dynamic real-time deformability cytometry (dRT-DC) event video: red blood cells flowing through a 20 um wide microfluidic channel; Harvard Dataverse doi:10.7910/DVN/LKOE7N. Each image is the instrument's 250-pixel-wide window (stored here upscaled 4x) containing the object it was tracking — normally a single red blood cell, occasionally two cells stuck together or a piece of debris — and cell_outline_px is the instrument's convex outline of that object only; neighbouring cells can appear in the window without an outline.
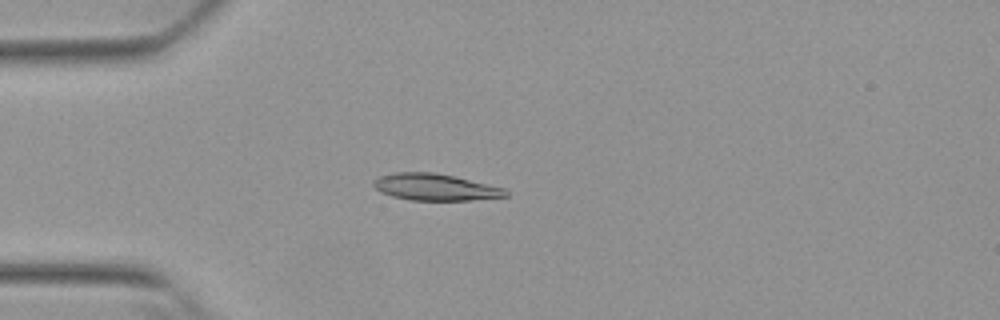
{"species": "Egyptian fruit bat (a non-hibernating species)", "species_latin": "Rousettus aegyptiacus", "temperature_condition": "warm", "stored_images_in_passage": 41, "camera_frame_rate_fps": 3000, "um_per_image_px": 0.085, "animal": {"sex": "female"}, "frame": {"image": 1, "passage_image": 15, "time_ms": 4.667, "image_size_px": [1000, 320], "cell_outline_px": [[496, 196], [456, 200], [424, 200], [404, 196], [392, 192], [396, 176], [448, 176], [472, 184]], "centroid_in_image_um": [37.15, 16.01], "position_along_channel_um": 47.8, "area_um2": 13.29}}
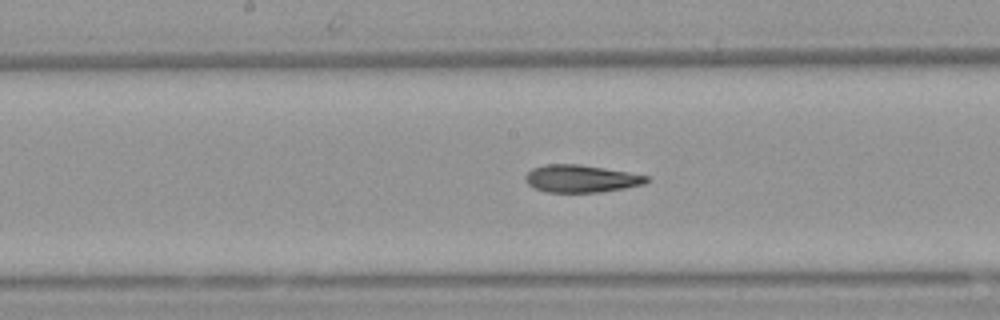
{"frame": {"image": 2, "passage_image": 28, "time_ms": 9.0, "image_size_px": [1000, 320], "cell_outline_px": [[644, 180], [632, 184], [612, 188], [576, 192], [568, 192], [544, 188], [536, 184], [544, 168], [592, 168], [640, 176]], "centroid_in_image_um": [49.63, 15.25], "position_along_channel_um": 198.6, "area_um2": 13.64}}
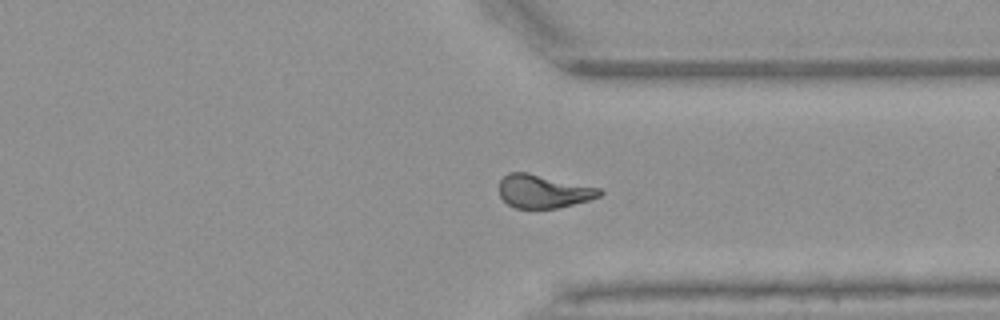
{"frame": {"image": 3, "passage_image": 41, "time_ms": 13.333, "image_size_px": [1000, 320], "cell_outline_px": [[600, 192], [592, 196], [580, 200], [548, 208], [524, 208], [512, 204], [504, 196], [520, 176], [532, 176]], "centroid_in_image_um": [46.28, 16.42], "position_along_channel_um": 365.1, "area_um2": 13.87}}